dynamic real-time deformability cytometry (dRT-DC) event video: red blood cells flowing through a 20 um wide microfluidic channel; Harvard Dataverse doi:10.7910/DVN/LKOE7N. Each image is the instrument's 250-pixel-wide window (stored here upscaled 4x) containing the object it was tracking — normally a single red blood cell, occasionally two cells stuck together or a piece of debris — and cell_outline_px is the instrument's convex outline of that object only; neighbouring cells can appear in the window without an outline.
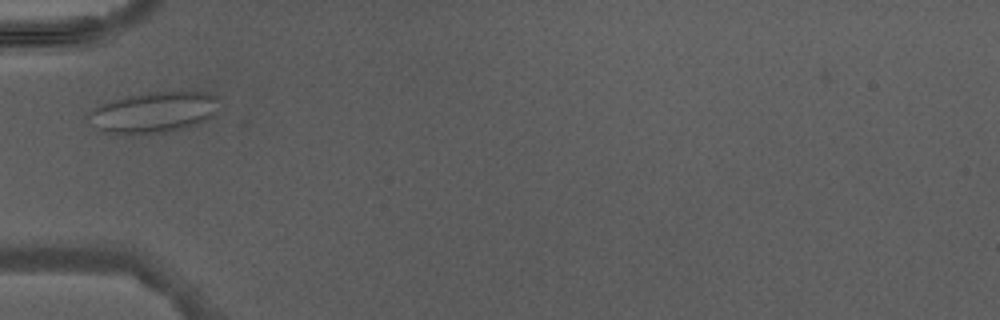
{"species": "Egyptian fruit bat (a non-hibernating species)", "species_latin": "Rousettus aegyptiacus", "temperature_condition": "warm", "stored_images_in_passage": 4, "camera_frame_rate_fps": 3000, "um_per_image_px": 0.085, "animal": {"sex": "male"}, "frame": {"image": 1, "passage_image": 3, "time_ms": 2.667, "image_size_px": [1000, 320], "cell_outline_px": [[216, 96], [212, 116], [208, 120], [200, 124], [168, 132], [108, 132], [96, 128], [84, 116], [92, 108], [100, 104], [112, 100], [128, 96], [148, 92], [208, 92]], "centroid_in_image_um": [13.01, 9.53], "position_along_channel_um": 72.0, "area_um2": 30.52}}